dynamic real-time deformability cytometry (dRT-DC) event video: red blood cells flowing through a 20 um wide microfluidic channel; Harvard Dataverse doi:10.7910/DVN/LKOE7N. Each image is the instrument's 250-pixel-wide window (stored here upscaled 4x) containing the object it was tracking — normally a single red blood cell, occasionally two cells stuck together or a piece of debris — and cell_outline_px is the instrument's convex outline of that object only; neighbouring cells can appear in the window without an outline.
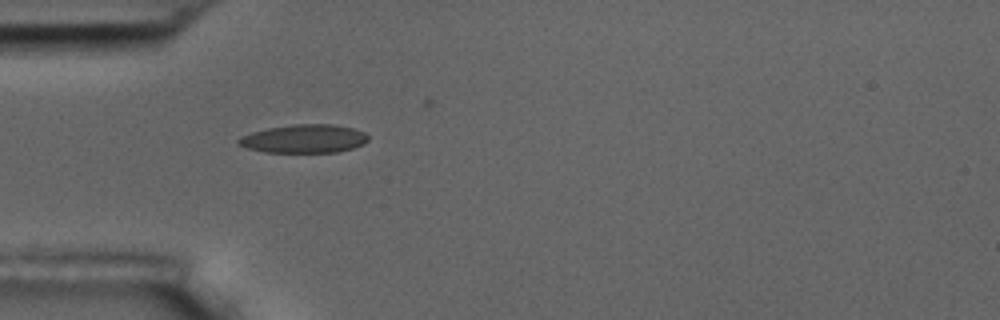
{"species": "common noctule bat (a hibernating species)", "species_latin": "Nyctalus noctula", "temperature_condition": "room temperature", "stored_images_in_passage": 24, "camera_frame_rate_fps": 3000, "um_per_image_px": 0.085, "animal": {"sex": "male", "body_mass_g": 17.5, "forearm_length_mm": 52.3}, "frame": {"image": 1, "passage_image": 1, "time_ms": 0.0, "image_size_px": [1000, 320], "cell_outline_px": [[368, 140], [364, 144], [340, 152], [264, 152], [248, 148], [236, 144], [236, 140], [240, 136], [252, 132], [268, 128], [296, 124], [336, 124], [352, 128], [364, 132], [368, 136]], "centroid_in_image_um": [25.84, 11.79], "position_along_channel_um": 59.2, "area_um2": 21.56}}
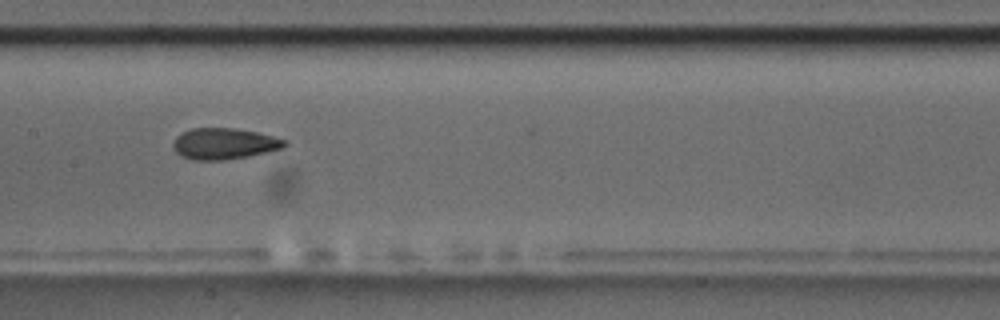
{"frame": {"image": 2, "passage_image": 12, "time_ms": 3.667, "image_size_px": [1000, 320], "cell_outline_px": [[288, 144], [284, 148], [268, 152], [248, 156], [224, 160], [192, 160], [180, 156], [172, 148], [172, 140], [180, 132], [192, 128], [232, 128], [256, 132], [288, 140]], "centroid_in_image_um": [19.02, 12.22], "position_along_channel_um": 188.4, "area_um2": 20.58}}
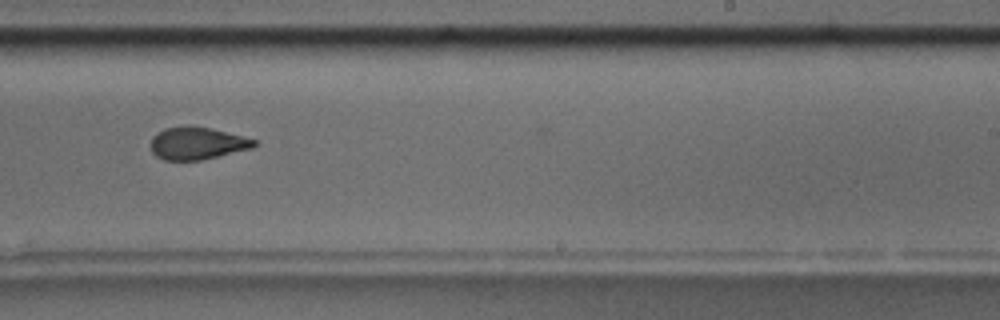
{"frame": {"image": 3, "passage_image": 19, "time_ms": 6.0, "image_size_px": [1000, 320], "cell_outline_px": [[260, 144], [252, 148], [200, 160], [164, 160], [156, 156], [152, 152], [152, 136], [156, 132], [164, 128], [188, 124], [192, 124], [212, 128], [244, 136], [256, 140]], "centroid_in_image_um": [16.77, 12.15], "position_along_channel_um": 272.2, "area_um2": 19.88}}